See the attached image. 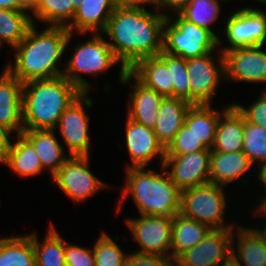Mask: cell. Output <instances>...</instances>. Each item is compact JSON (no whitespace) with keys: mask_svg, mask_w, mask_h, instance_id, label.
Instances as JSON below:
<instances>
[{"mask_svg":"<svg viewBox=\"0 0 266 266\" xmlns=\"http://www.w3.org/2000/svg\"><path fill=\"white\" fill-rule=\"evenodd\" d=\"M154 13L142 6L119 4L110 16L104 34L121 67L130 70L138 61L163 51L167 14Z\"/></svg>","mask_w":266,"mask_h":266,"instance_id":"6da1fadb","label":"cell"},{"mask_svg":"<svg viewBox=\"0 0 266 266\" xmlns=\"http://www.w3.org/2000/svg\"><path fill=\"white\" fill-rule=\"evenodd\" d=\"M35 26L30 27L26 37L14 48V65L9 63L5 67L22 83L63 75L58 62L73 37L63 26L48 25L41 33Z\"/></svg>","mask_w":266,"mask_h":266,"instance_id":"7a4b0ae2","label":"cell"},{"mask_svg":"<svg viewBox=\"0 0 266 266\" xmlns=\"http://www.w3.org/2000/svg\"><path fill=\"white\" fill-rule=\"evenodd\" d=\"M81 94L63 75L23 83V130H56L62 113Z\"/></svg>","mask_w":266,"mask_h":266,"instance_id":"3957f363","label":"cell"},{"mask_svg":"<svg viewBox=\"0 0 266 266\" xmlns=\"http://www.w3.org/2000/svg\"><path fill=\"white\" fill-rule=\"evenodd\" d=\"M163 172L144 170L145 167H127L126 186L119 200L117 214L122 204L131 195L140 215L173 217L180 212L181 190L170 179L167 170Z\"/></svg>","mask_w":266,"mask_h":266,"instance_id":"277c9868","label":"cell"},{"mask_svg":"<svg viewBox=\"0 0 266 266\" xmlns=\"http://www.w3.org/2000/svg\"><path fill=\"white\" fill-rule=\"evenodd\" d=\"M177 18L167 14L164 23L163 51L185 60L207 55L220 46L211 31L188 22L179 13Z\"/></svg>","mask_w":266,"mask_h":266,"instance_id":"5b68a950","label":"cell"},{"mask_svg":"<svg viewBox=\"0 0 266 266\" xmlns=\"http://www.w3.org/2000/svg\"><path fill=\"white\" fill-rule=\"evenodd\" d=\"M91 39L77 45L63 71L66 77L82 93H89L90 85L81 73L99 75L117 64L119 60L101 33H94Z\"/></svg>","mask_w":266,"mask_h":266,"instance_id":"8992f818","label":"cell"},{"mask_svg":"<svg viewBox=\"0 0 266 266\" xmlns=\"http://www.w3.org/2000/svg\"><path fill=\"white\" fill-rule=\"evenodd\" d=\"M227 194L224 187L216 183H206L201 186L181 191L180 214L196 220L210 229H231L233 224L224 222Z\"/></svg>","mask_w":266,"mask_h":266,"instance_id":"52a82bcc","label":"cell"},{"mask_svg":"<svg viewBox=\"0 0 266 266\" xmlns=\"http://www.w3.org/2000/svg\"><path fill=\"white\" fill-rule=\"evenodd\" d=\"M52 180L75 203L86 201L102 188L110 187L89 170V156H70Z\"/></svg>","mask_w":266,"mask_h":266,"instance_id":"ba28073f","label":"cell"},{"mask_svg":"<svg viewBox=\"0 0 266 266\" xmlns=\"http://www.w3.org/2000/svg\"><path fill=\"white\" fill-rule=\"evenodd\" d=\"M212 53L186 60L191 105H211L219 81L225 78L223 53L219 51L217 61Z\"/></svg>","mask_w":266,"mask_h":266,"instance_id":"9c48e42d","label":"cell"},{"mask_svg":"<svg viewBox=\"0 0 266 266\" xmlns=\"http://www.w3.org/2000/svg\"><path fill=\"white\" fill-rule=\"evenodd\" d=\"M93 105L87 93H82L62 113L56 128H59L64 143L69 151V156H89L90 135L89 117L84 106Z\"/></svg>","mask_w":266,"mask_h":266,"instance_id":"30bf717a","label":"cell"},{"mask_svg":"<svg viewBox=\"0 0 266 266\" xmlns=\"http://www.w3.org/2000/svg\"><path fill=\"white\" fill-rule=\"evenodd\" d=\"M225 21V31L229 47L220 50L224 53L233 48L260 46L266 42V12L257 8H241L230 14Z\"/></svg>","mask_w":266,"mask_h":266,"instance_id":"8fae6325","label":"cell"},{"mask_svg":"<svg viewBox=\"0 0 266 266\" xmlns=\"http://www.w3.org/2000/svg\"><path fill=\"white\" fill-rule=\"evenodd\" d=\"M131 233L139 244L136 252L155 254L171 260L172 217L141 215L135 219H126ZM168 252V253H167Z\"/></svg>","mask_w":266,"mask_h":266,"instance_id":"7c38bea8","label":"cell"},{"mask_svg":"<svg viewBox=\"0 0 266 266\" xmlns=\"http://www.w3.org/2000/svg\"><path fill=\"white\" fill-rule=\"evenodd\" d=\"M210 155L211 149L208 148L184 155H165L163 167L183 191L210 182Z\"/></svg>","mask_w":266,"mask_h":266,"instance_id":"4fadbf2b","label":"cell"},{"mask_svg":"<svg viewBox=\"0 0 266 266\" xmlns=\"http://www.w3.org/2000/svg\"><path fill=\"white\" fill-rule=\"evenodd\" d=\"M262 47L249 46L225 51V78L246 83H266V52Z\"/></svg>","mask_w":266,"mask_h":266,"instance_id":"5bb4252c","label":"cell"},{"mask_svg":"<svg viewBox=\"0 0 266 266\" xmlns=\"http://www.w3.org/2000/svg\"><path fill=\"white\" fill-rule=\"evenodd\" d=\"M233 229H211L198 245L182 253L173 266H218L232 253Z\"/></svg>","mask_w":266,"mask_h":266,"instance_id":"9a60e30c","label":"cell"},{"mask_svg":"<svg viewBox=\"0 0 266 266\" xmlns=\"http://www.w3.org/2000/svg\"><path fill=\"white\" fill-rule=\"evenodd\" d=\"M125 141L131 158V166L146 167L156 156L160 157L161 166L165 159V148L159 142L152 128L141 125L127 117Z\"/></svg>","mask_w":266,"mask_h":266,"instance_id":"2e32d148","label":"cell"},{"mask_svg":"<svg viewBox=\"0 0 266 266\" xmlns=\"http://www.w3.org/2000/svg\"><path fill=\"white\" fill-rule=\"evenodd\" d=\"M133 77L136 82L133 85V91L129 94L131 100L128 105L127 117L153 129L164 96L142 84L129 70L124 67L120 68L119 80L121 83L127 84Z\"/></svg>","mask_w":266,"mask_h":266,"instance_id":"e0dca14e","label":"cell"},{"mask_svg":"<svg viewBox=\"0 0 266 266\" xmlns=\"http://www.w3.org/2000/svg\"><path fill=\"white\" fill-rule=\"evenodd\" d=\"M23 83L6 68L0 75V124L12 132L23 131Z\"/></svg>","mask_w":266,"mask_h":266,"instance_id":"ac0fdd59","label":"cell"},{"mask_svg":"<svg viewBox=\"0 0 266 266\" xmlns=\"http://www.w3.org/2000/svg\"><path fill=\"white\" fill-rule=\"evenodd\" d=\"M119 0H81L71 23L66 27L71 33H103Z\"/></svg>","mask_w":266,"mask_h":266,"instance_id":"d6986e66","label":"cell"},{"mask_svg":"<svg viewBox=\"0 0 266 266\" xmlns=\"http://www.w3.org/2000/svg\"><path fill=\"white\" fill-rule=\"evenodd\" d=\"M191 106L186 100L175 97H164L153 131L165 149L184 125L186 114Z\"/></svg>","mask_w":266,"mask_h":266,"instance_id":"ffe728a7","label":"cell"},{"mask_svg":"<svg viewBox=\"0 0 266 266\" xmlns=\"http://www.w3.org/2000/svg\"><path fill=\"white\" fill-rule=\"evenodd\" d=\"M221 112L212 150L225 153L242 151L244 115L234 104Z\"/></svg>","mask_w":266,"mask_h":266,"instance_id":"44dd1931","label":"cell"},{"mask_svg":"<svg viewBox=\"0 0 266 266\" xmlns=\"http://www.w3.org/2000/svg\"><path fill=\"white\" fill-rule=\"evenodd\" d=\"M55 130H23L22 135L33 145L41 161L42 168L53 176L70 158L65 155L64 147L58 142Z\"/></svg>","mask_w":266,"mask_h":266,"instance_id":"7402d4cb","label":"cell"},{"mask_svg":"<svg viewBox=\"0 0 266 266\" xmlns=\"http://www.w3.org/2000/svg\"><path fill=\"white\" fill-rule=\"evenodd\" d=\"M253 164L243 151L220 152L211 149L210 182L218 185H228L242 177Z\"/></svg>","mask_w":266,"mask_h":266,"instance_id":"603a6c76","label":"cell"},{"mask_svg":"<svg viewBox=\"0 0 266 266\" xmlns=\"http://www.w3.org/2000/svg\"><path fill=\"white\" fill-rule=\"evenodd\" d=\"M142 84L164 97H174L171 70L159 57L153 56L138 61L129 70Z\"/></svg>","mask_w":266,"mask_h":266,"instance_id":"cb8c5ba5","label":"cell"},{"mask_svg":"<svg viewBox=\"0 0 266 266\" xmlns=\"http://www.w3.org/2000/svg\"><path fill=\"white\" fill-rule=\"evenodd\" d=\"M211 229L182 216L172 217L171 261L174 262L182 253L198 245Z\"/></svg>","mask_w":266,"mask_h":266,"instance_id":"d4e9b609","label":"cell"},{"mask_svg":"<svg viewBox=\"0 0 266 266\" xmlns=\"http://www.w3.org/2000/svg\"><path fill=\"white\" fill-rule=\"evenodd\" d=\"M238 227L237 247L234 246V238L236 235L234 230L232 233V254L240 262L242 266H266V244L254 229L249 227ZM236 250V251H235ZM237 252V253H236ZM243 262V263H242Z\"/></svg>","mask_w":266,"mask_h":266,"instance_id":"484cf974","label":"cell"},{"mask_svg":"<svg viewBox=\"0 0 266 266\" xmlns=\"http://www.w3.org/2000/svg\"><path fill=\"white\" fill-rule=\"evenodd\" d=\"M17 138L2 163L20 176L41 174L44 169L33 145L22 134H18Z\"/></svg>","mask_w":266,"mask_h":266,"instance_id":"4316f807","label":"cell"},{"mask_svg":"<svg viewBox=\"0 0 266 266\" xmlns=\"http://www.w3.org/2000/svg\"><path fill=\"white\" fill-rule=\"evenodd\" d=\"M221 115L211 105H192L186 114L185 124L206 148L212 149Z\"/></svg>","mask_w":266,"mask_h":266,"instance_id":"83f0119b","label":"cell"},{"mask_svg":"<svg viewBox=\"0 0 266 266\" xmlns=\"http://www.w3.org/2000/svg\"><path fill=\"white\" fill-rule=\"evenodd\" d=\"M0 266H36L30 234L0 238Z\"/></svg>","mask_w":266,"mask_h":266,"instance_id":"f1b7e54d","label":"cell"},{"mask_svg":"<svg viewBox=\"0 0 266 266\" xmlns=\"http://www.w3.org/2000/svg\"><path fill=\"white\" fill-rule=\"evenodd\" d=\"M33 239L36 266H67L65 260V239L50 224L45 239L39 243L37 234H30Z\"/></svg>","mask_w":266,"mask_h":266,"instance_id":"f546056e","label":"cell"},{"mask_svg":"<svg viewBox=\"0 0 266 266\" xmlns=\"http://www.w3.org/2000/svg\"><path fill=\"white\" fill-rule=\"evenodd\" d=\"M32 21L26 10H7L0 8V47L2 42L13 49L26 37Z\"/></svg>","mask_w":266,"mask_h":266,"instance_id":"4dcf8cb0","label":"cell"},{"mask_svg":"<svg viewBox=\"0 0 266 266\" xmlns=\"http://www.w3.org/2000/svg\"><path fill=\"white\" fill-rule=\"evenodd\" d=\"M76 12L72 0H38L32 11L33 18L48 23L49 26L67 27ZM34 16V17H33Z\"/></svg>","mask_w":266,"mask_h":266,"instance_id":"1f68e13d","label":"cell"},{"mask_svg":"<svg viewBox=\"0 0 266 266\" xmlns=\"http://www.w3.org/2000/svg\"><path fill=\"white\" fill-rule=\"evenodd\" d=\"M178 13L188 22L211 31L219 39V35L217 36L211 29V25L216 22L220 13L218 0H192Z\"/></svg>","mask_w":266,"mask_h":266,"instance_id":"d6a6232c","label":"cell"},{"mask_svg":"<svg viewBox=\"0 0 266 266\" xmlns=\"http://www.w3.org/2000/svg\"><path fill=\"white\" fill-rule=\"evenodd\" d=\"M242 151L252 164L266 161V128L248 122L245 117Z\"/></svg>","mask_w":266,"mask_h":266,"instance_id":"836d02e7","label":"cell"},{"mask_svg":"<svg viewBox=\"0 0 266 266\" xmlns=\"http://www.w3.org/2000/svg\"><path fill=\"white\" fill-rule=\"evenodd\" d=\"M112 239L105 232L101 233L93 245L95 266H123L128 254L123 253L116 243L119 238Z\"/></svg>","mask_w":266,"mask_h":266,"instance_id":"e575fe53","label":"cell"},{"mask_svg":"<svg viewBox=\"0 0 266 266\" xmlns=\"http://www.w3.org/2000/svg\"><path fill=\"white\" fill-rule=\"evenodd\" d=\"M158 56L171 70V83L174 85V97L186 100L190 103V85L186 60L182 57L171 55L164 51H162Z\"/></svg>","mask_w":266,"mask_h":266,"instance_id":"d590c367","label":"cell"},{"mask_svg":"<svg viewBox=\"0 0 266 266\" xmlns=\"http://www.w3.org/2000/svg\"><path fill=\"white\" fill-rule=\"evenodd\" d=\"M207 149L185 123L165 149V155H184Z\"/></svg>","mask_w":266,"mask_h":266,"instance_id":"8d00e7d4","label":"cell"},{"mask_svg":"<svg viewBox=\"0 0 266 266\" xmlns=\"http://www.w3.org/2000/svg\"><path fill=\"white\" fill-rule=\"evenodd\" d=\"M258 96L254 103L243 107L240 104L234 103L237 109L244 115L245 119L256 125L266 128V89Z\"/></svg>","mask_w":266,"mask_h":266,"instance_id":"74e56055","label":"cell"},{"mask_svg":"<svg viewBox=\"0 0 266 266\" xmlns=\"http://www.w3.org/2000/svg\"><path fill=\"white\" fill-rule=\"evenodd\" d=\"M65 260L67 266H95L92 249L68 244L65 240Z\"/></svg>","mask_w":266,"mask_h":266,"instance_id":"f35d334b","label":"cell"},{"mask_svg":"<svg viewBox=\"0 0 266 266\" xmlns=\"http://www.w3.org/2000/svg\"><path fill=\"white\" fill-rule=\"evenodd\" d=\"M132 253L128 254L123 266H173V262L168 257L139 252Z\"/></svg>","mask_w":266,"mask_h":266,"instance_id":"ab89813d","label":"cell"},{"mask_svg":"<svg viewBox=\"0 0 266 266\" xmlns=\"http://www.w3.org/2000/svg\"><path fill=\"white\" fill-rule=\"evenodd\" d=\"M12 131L0 124V163H2L10 150L12 141L10 140V135H12Z\"/></svg>","mask_w":266,"mask_h":266,"instance_id":"60d3db41","label":"cell"},{"mask_svg":"<svg viewBox=\"0 0 266 266\" xmlns=\"http://www.w3.org/2000/svg\"><path fill=\"white\" fill-rule=\"evenodd\" d=\"M192 0H161L158 9L164 12V10L169 8L173 9L177 13L181 11L186 5H188Z\"/></svg>","mask_w":266,"mask_h":266,"instance_id":"b9f144b4","label":"cell"},{"mask_svg":"<svg viewBox=\"0 0 266 266\" xmlns=\"http://www.w3.org/2000/svg\"><path fill=\"white\" fill-rule=\"evenodd\" d=\"M255 209H256V211H259L258 213L262 212L261 215H266V203H260V206L258 208L256 207ZM264 218H265L264 220H266V217H264ZM263 223H265V224L263 225L264 227L262 229H260L259 227H258V229L253 227V229L255 230V232L261 237V239L266 244V221Z\"/></svg>","mask_w":266,"mask_h":266,"instance_id":"7bdbcfd3","label":"cell"},{"mask_svg":"<svg viewBox=\"0 0 266 266\" xmlns=\"http://www.w3.org/2000/svg\"><path fill=\"white\" fill-rule=\"evenodd\" d=\"M161 0H119L120 4L123 5H135V6H142L145 4H151L154 8H158L160 5Z\"/></svg>","mask_w":266,"mask_h":266,"instance_id":"ee69618b","label":"cell"},{"mask_svg":"<svg viewBox=\"0 0 266 266\" xmlns=\"http://www.w3.org/2000/svg\"><path fill=\"white\" fill-rule=\"evenodd\" d=\"M259 166V172H258V179L260 181V183L264 185V187L266 188V161H263L261 163L258 164ZM261 166V167H260ZM259 202L261 203H266V197H259Z\"/></svg>","mask_w":266,"mask_h":266,"instance_id":"f6af8a7d","label":"cell"},{"mask_svg":"<svg viewBox=\"0 0 266 266\" xmlns=\"http://www.w3.org/2000/svg\"><path fill=\"white\" fill-rule=\"evenodd\" d=\"M0 8L7 10H25L19 0H0Z\"/></svg>","mask_w":266,"mask_h":266,"instance_id":"bcb514c9","label":"cell"},{"mask_svg":"<svg viewBox=\"0 0 266 266\" xmlns=\"http://www.w3.org/2000/svg\"><path fill=\"white\" fill-rule=\"evenodd\" d=\"M218 266H242L240 262L231 253L226 259H224Z\"/></svg>","mask_w":266,"mask_h":266,"instance_id":"7dc6e473","label":"cell"},{"mask_svg":"<svg viewBox=\"0 0 266 266\" xmlns=\"http://www.w3.org/2000/svg\"><path fill=\"white\" fill-rule=\"evenodd\" d=\"M37 2L38 0H19L20 5L28 12L35 9Z\"/></svg>","mask_w":266,"mask_h":266,"instance_id":"c3c4849f","label":"cell"},{"mask_svg":"<svg viewBox=\"0 0 266 266\" xmlns=\"http://www.w3.org/2000/svg\"><path fill=\"white\" fill-rule=\"evenodd\" d=\"M72 2H73L74 7L77 8L81 0H72Z\"/></svg>","mask_w":266,"mask_h":266,"instance_id":"681fc988","label":"cell"},{"mask_svg":"<svg viewBox=\"0 0 266 266\" xmlns=\"http://www.w3.org/2000/svg\"><path fill=\"white\" fill-rule=\"evenodd\" d=\"M259 2V3H263V4H266V0H256V2Z\"/></svg>","mask_w":266,"mask_h":266,"instance_id":"f907efd6","label":"cell"}]
</instances>
